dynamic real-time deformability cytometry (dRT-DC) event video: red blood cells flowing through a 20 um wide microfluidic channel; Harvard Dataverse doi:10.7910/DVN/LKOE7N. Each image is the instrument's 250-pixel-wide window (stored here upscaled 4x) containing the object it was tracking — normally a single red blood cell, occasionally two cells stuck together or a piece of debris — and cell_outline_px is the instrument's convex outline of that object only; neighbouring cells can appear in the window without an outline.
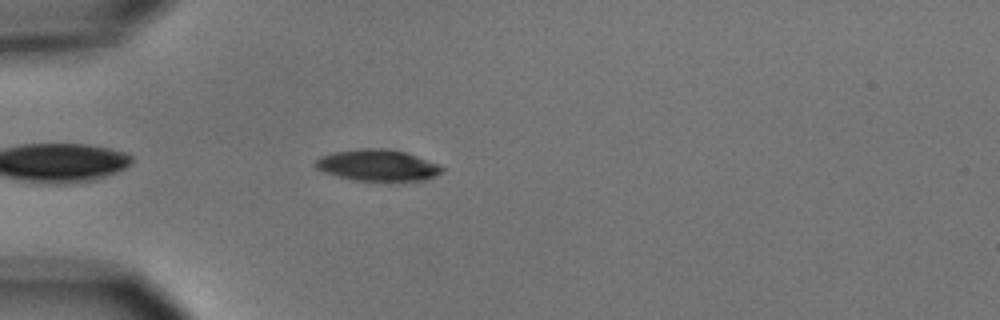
{"species": "common noctule bat (a hibernating species)", "species_latin": "Nyctalus noctula", "temperature_condition": "cold", "stored_images_in_passage": 2, "camera_frame_rate_fps": 3000, "um_per_image_px": 0.085, "animal": {"sex": "male", "body_mass_g": 15.6}, "frame": {"image": 1, "passage_image": 2, "time_ms": 1.0, "image_size_px": [1000, 320], "cell_outline_px": [[444, 168], [440, 172], [424, 180], [352, 180], [324, 172], [316, 168], [316, 160], [320, 156], [336, 152], [360, 148], [388, 148], [404, 152], [440, 164]], "centroid_in_image_um": [32.08, 14.03], "position_along_channel_um": 52.9, "area_um2": 22.77}}